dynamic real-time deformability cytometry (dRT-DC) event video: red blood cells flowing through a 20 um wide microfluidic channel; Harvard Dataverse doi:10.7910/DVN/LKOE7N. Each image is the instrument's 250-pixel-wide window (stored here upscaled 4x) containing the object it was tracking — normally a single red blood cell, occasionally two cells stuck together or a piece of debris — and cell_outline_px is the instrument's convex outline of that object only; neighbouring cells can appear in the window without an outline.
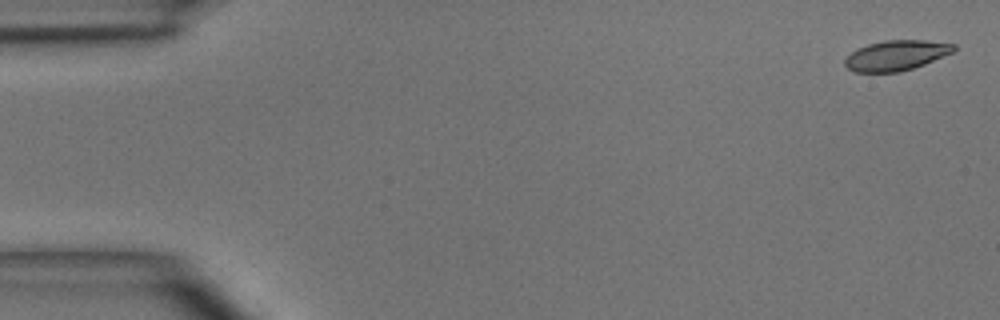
{"species": "common noctule bat (a hibernating species)", "species_latin": "Nyctalus noctula", "temperature_condition": "room temperature", "stored_images_in_passage": 4, "camera_frame_rate_fps": 3000, "um_per_image_px": 0.085, "animal": {"sex": "male", "body_mass_g": 15.6}, "frame": {"image": 1, "passage_image": 1, "time_ms": 0.0, "image_size_px": [1000, 320], "cell_outline_px": [[956, 48], [952, 52], [924, 64], [900, 72], [856, 72], [848, 68], [844, 64], [844, 60], [852, 52], [868, 44], [884, 40], [924, 40], [956, 44]], "centroid_in_image_um": [76.18, 4.7], "position_along_channel_um": 8.8, "area_um2": 18.9}}
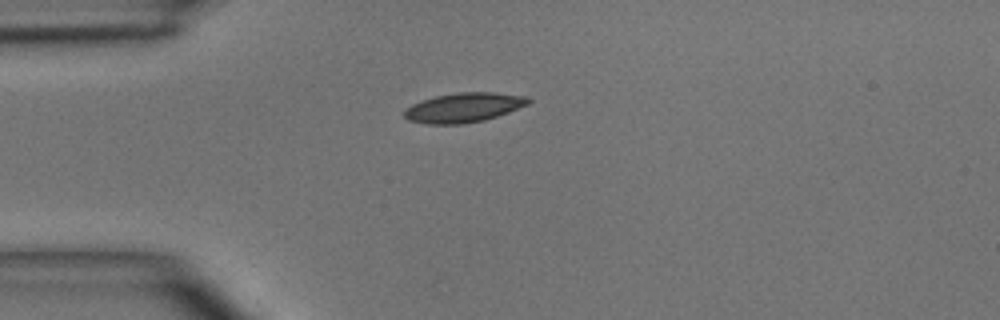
{"frame": {"image": 2, "passage_image": 4, "time_ms": 3.667, "image_size_px": [1000, 320], "cell_outline_px": [[532, 100], [528, 104], [508, 112], [484, 120], [460, 124], [428, 124], [408, 120], [404, 116], [404, 112], [412, 104], [436, 96], [460, 92], [492, 92], [524, 96]], "centroid_in_image_um": [39.42, 9.14], "position_along_channel_um": 45.6, "area_um2": 20.98}}